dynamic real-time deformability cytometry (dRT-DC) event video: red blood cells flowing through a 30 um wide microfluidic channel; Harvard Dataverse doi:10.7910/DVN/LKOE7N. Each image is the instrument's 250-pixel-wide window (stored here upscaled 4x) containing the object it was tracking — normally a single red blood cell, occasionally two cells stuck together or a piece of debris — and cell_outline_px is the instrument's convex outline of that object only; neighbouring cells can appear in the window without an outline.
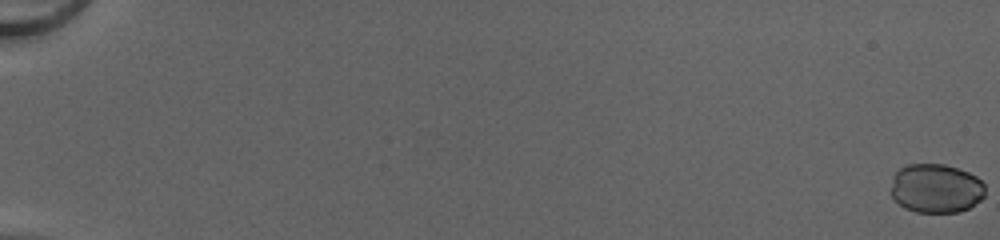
{"species": "common noctule bat (a hibernating species)", "species_latin": "Nyctalus noctula", "temperature_condition": "cold", "stored_images_in_passage": 52, "camera_frame_rate_fps": 3000, "um_per_image_px": 0.085, "animal": {"sex": "female", "body_mass_g": 20.0, "forearm_length_mm": 54.0}, "frame": {"image": 1, "passage_image": 1, "time_ms": 0.0, "image_size_px": [1000, 240], "cell_outline_px": [[984, 196], [980, 200], [968, 208], [960, 212], [916, 212], [904, 208], [892, 196], [892, 176], [900, 168], [908, 164], [944, 164], [968, 172], [976, 176], [984, 184]], "centroid_in_image_um": [79.55, 16.01], "position_along_channel_um": 5.4, "area_um2": 26.88}}
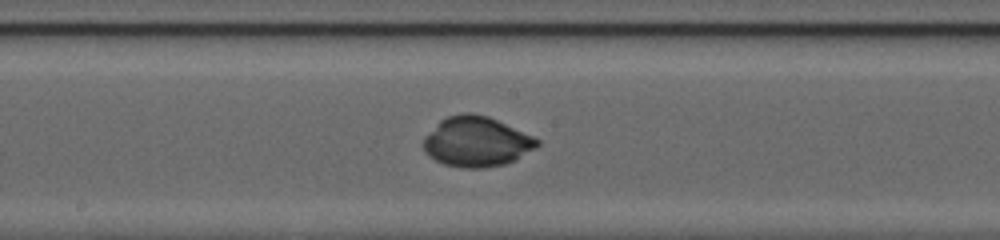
{"frame": {"image": 2, "passage_image": 31, "time_ms": 10.0, "image_size_px": [1000, 240], "cell_outline_px": [[540, 144], [536, 148], [516, 160], [504, 164], [484, 168], [464, 168], [444, 164], [428, 156], [424, 152], [420, 144], [424, 136], [440, 120], [448, 116], [464, 112], [472, 112], [488, 116], [532, 136], [540, 140]], "centroid_in_image_um": [40.46, 12.05], "position_along_channel_um": 207.7, "area_um2": 33.47}}
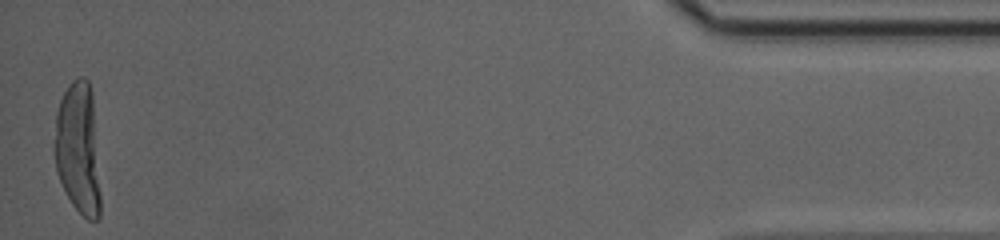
{"frame": {"image": 3, "passage_image": 52, "time_ms": 17.0, "image_size_px": [1000, 240], "cell_outline_px": [[100, 216], [96, 220], [88, 220], [72, 204], [56, 172], [52, 148], [56, 112], [60, 100], [68, 84], [72, 80], [80, 76], [84, 76], [88, 80], [92, 92], [100, 196]], "centroid_in_image_um": [6.61, 12.59], "position_along_channel_um": 428.6, "area_um2": 35.6}}